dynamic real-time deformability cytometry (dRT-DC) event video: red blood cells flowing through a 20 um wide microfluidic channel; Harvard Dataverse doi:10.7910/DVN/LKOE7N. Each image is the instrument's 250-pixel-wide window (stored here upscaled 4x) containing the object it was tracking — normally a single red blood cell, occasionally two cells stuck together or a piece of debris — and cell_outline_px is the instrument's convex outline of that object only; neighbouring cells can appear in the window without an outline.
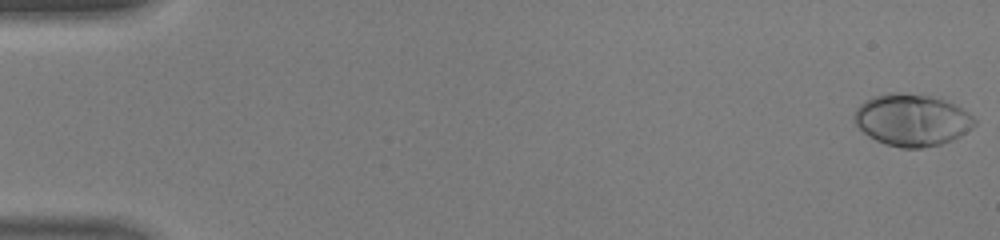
{"species": "human", "species_latin": "Homo sapiens", "temperature_condition": "warm", "stored_images_in_passage": 47, "camera_frame_rate_fps": 3000, "um_per_image_px": 0.085, "donor": {"sex": "male"}, "frame": {"image": 1, "passage_image": 1, "time_ms": 0.0, "image_size_px": [1000, 240], "cell_outline_px": [[976, 124], [972, 128], [960, 136], [952, 140], [940, 144], [920, 148], [900, 148], [884, 144], [868, 136], [856, 124], [852, 116], [856, 108], [860, 104], [872, 96], [888, 92], [900, 92], [932, 96], [944, 100], [968, 112], [976, 120]], "centroid_in_image_um": [77.48, 10.2], "position_along_channel_um": 7.5, "area_um2": 36.53}}
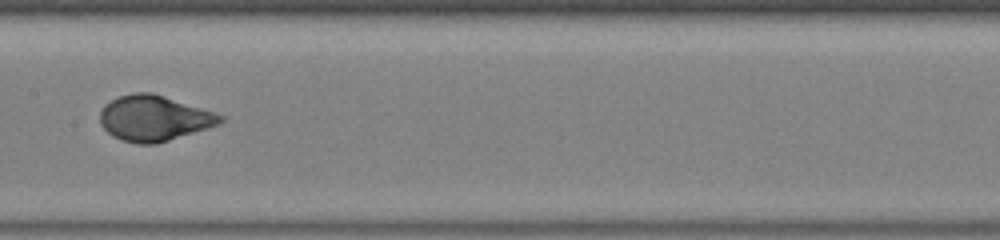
{"frame": {"image": 2, "passage_image": 25, "time_ms": 8.0, "image_size_px": [1000, 240], "cell_outline_px": [[224, 120], [220, 124], [208, 128], [156, 144], [136, 144], [112, 136], [100, 124], [100, 112], [104, 104], [120, 96], [132, 92], [152, 92], [216, 112], [224, 116]], "centroid_in_image_um": [13.1, 10.04], "position_along_channel_um": 194.3, "area_um2": 32.02}}
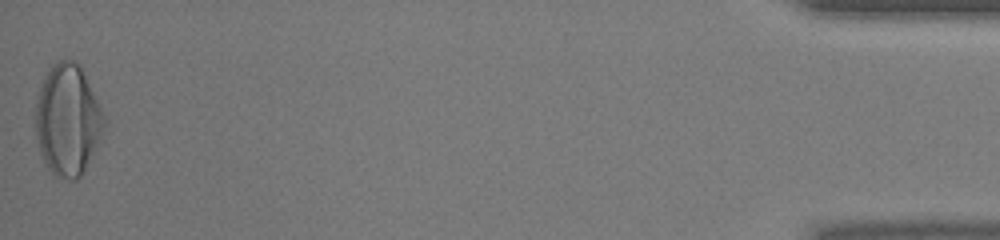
{"frame": {"image": 3, "passage_image": 47, "time_ms": 15.333, "image_size_px": [1000, 240], "cell_outline_px": [[104, 124], [92, 152], [80, 176], [76, 180], [72, 180], [52, 176], [44, 164], [36, 140], [36, 100], [40, 88], [52, 64], [60, 60], [72, 60], [80, 64], [104, 116]], "centroid_in_image_um": [5.7, 10.21], "position_along_channel_um": 429.5, "area_um2": 43.58}, "authors_computed_cell_mechanics": {"area_um2": 33.1194, "velocity_mm_per_s": 4.4606, "shape_relaxation_time_tau1_ms": 3.684, "shape_relaxation_time_tau2_ms": null, "deformation_change_tau1": 0.2253, "deformation_change_tau2": null}}